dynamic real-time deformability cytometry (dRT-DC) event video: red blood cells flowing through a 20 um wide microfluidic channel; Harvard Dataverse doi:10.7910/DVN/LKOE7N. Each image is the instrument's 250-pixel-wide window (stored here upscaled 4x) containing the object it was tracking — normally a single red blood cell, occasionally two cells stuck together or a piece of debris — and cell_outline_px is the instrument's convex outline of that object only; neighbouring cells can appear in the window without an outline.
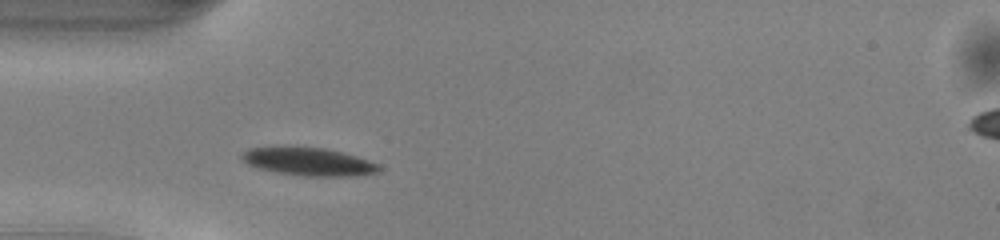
{"species": "common noctule bat (a hibernating species)", "species_latin": "Nyctalus noctula", "temperature_condition": "warm", "stored_images_in_passage": 22, "camera_frame_rate_fps": 3000, "um_per_image_px": 0.085, "animal": {"sex": "male", "body_mass_g": 13.0, "forearm_length_mm": 53.1}, "frame": {"image": 1, "passage_image": 3, "time_ms": 0.667, "image_size_px": [1000, 240], "cell_outline_px": [[384, 168], [380, 172], [356, 176], [304, 176], [276, 172], [260, 168], [248, 164], [240, 156], [248, 148], [324, 148], [344, 152], [380, 164]], "centroid_in_image_um": [26.35, 13.76], "position_along_channel_um": 58.7, "area_um2": 22.08}}
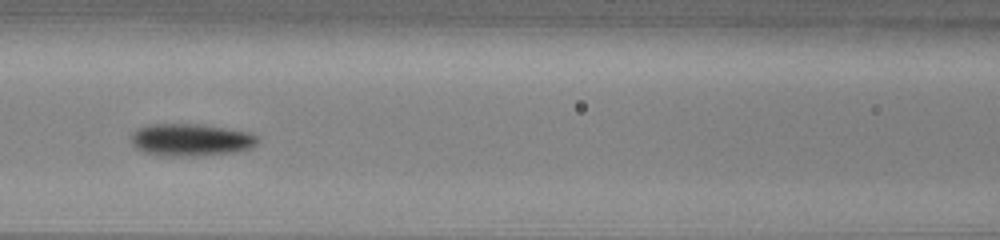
{"frame": {"image": 2, "passage_image": 10, "time_ms": 3.0, "image_size_px": [1000, 240], "cell_outline_px": [[260, 136], [256, 144], [252, 148], [236, 152], [200, 156], [160, 156], [144, 152], [136, 148], [132, 144], [132, 132], [136, 128], [148, 124], [196, 124], [252, 132]], "centroid_in_image_um": [16.24, 11.89], "position_along_channel_um": 150.4, "area_um2": 24.22}}
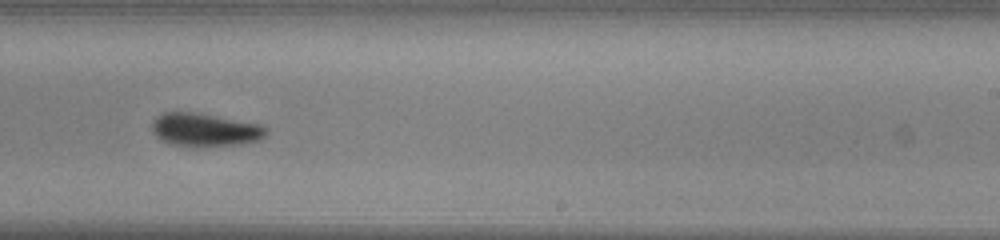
{"frame": {"image": 3, "passage_image": 19, "time_ms": 6.0, "image_size_px": [1000, 240], "cell_outline_px": [[268, 132], [260, 140], [244, 144], [200, 148], [192, 148], [168, 144], [160, 140], [152, 132], [152, 120], [160, 112], [192, 112], [260, 124], [268, 128]], "centroid_in_image_um": [17.38, 11.07], "position_along_channel_um": 271.6, "area_um2": 22.77}}